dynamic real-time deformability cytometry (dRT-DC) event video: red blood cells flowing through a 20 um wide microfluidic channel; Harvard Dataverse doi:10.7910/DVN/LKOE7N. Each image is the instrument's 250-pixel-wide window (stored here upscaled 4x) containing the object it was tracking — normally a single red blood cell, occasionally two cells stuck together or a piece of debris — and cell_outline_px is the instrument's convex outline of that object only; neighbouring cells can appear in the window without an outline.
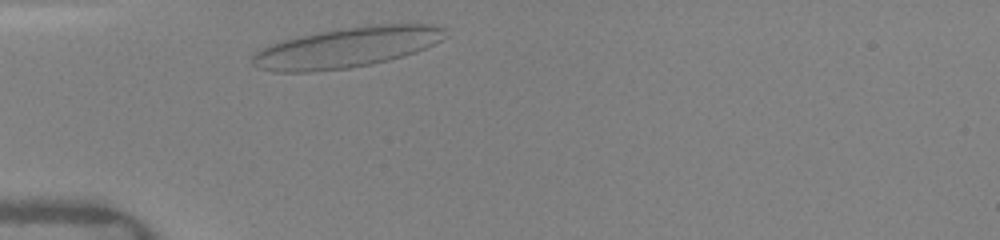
{"species": "human", "species_latin": "Homo sapiens", "temperature_condition": "warm", "stored_images_in_passage": 19, "camera_frame_rate_fps": 3000, "um_per_image_px": 0.085, "donor": {"sex": "female"}, "frame": {"image": 1, "passage_image": 2, "time_ms": 0.333, "image_size_px": [1000, 240], "cell_outline_px": [[448, 36], [416, 52], [404, 56], [372, 64], [348, 68], [308, 72], [276, 72], [256, 68], [252, 64], [252, 56], [256, 52], [268, 44], [316, 32], [344, 28], [380, 24], [432, 24], [444, 28]], "centroid_in_image_um": [29.46, 4.04], "position_along_channel_um": 55.5, "area_um2": 45.14}}
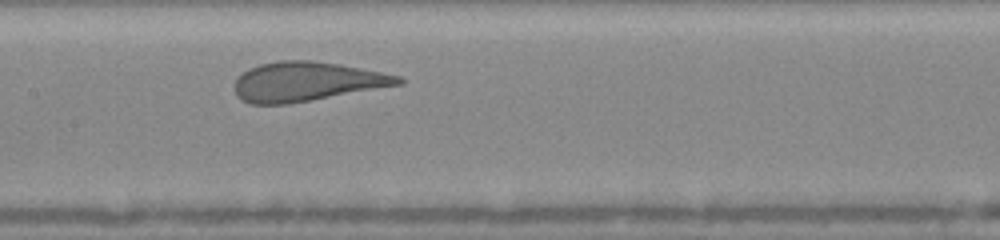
{"frame": {"image": 2, "passage_image": 9, "time_ms": 3.667, "image_size_px": [1000, 240], "cell_outline_px": [[404, 84], [288, 104], [252, 104], [240, 100], [236, 96], [236, 80], [248, 68], [260, 64], [276, 60], [316, 60], [340, 64], [400, 76], [404, 80]], "centroid_in_image_um": [26.07, 6.93], "position_along_channel_um": 181.3, "area_um2": 37.51}}
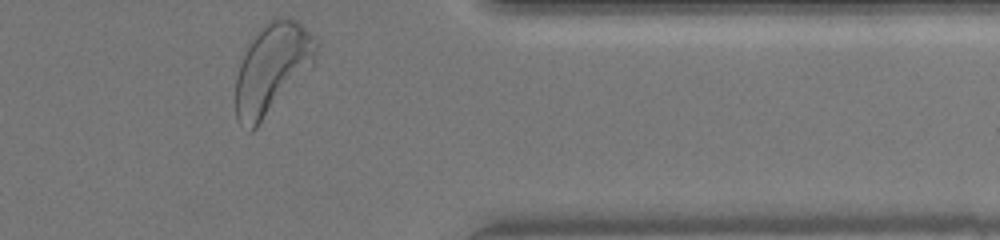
{"frame": {"image": 3, "passage_image": 19, "time_ms": 9.0, "image_size_px": [1000, 240], "cell_outline_px": [[320, 44], [316, 64], [256, 128], [252, 132], [248, 132], [236, 120], [236, 76], [240, 64], [248, 44], [260, 28], [272, 16], [288, 16], [296, 20], [320, 40]], "centroid_in_image_um": [23.19, 5.79], "position_along_channel_um": 388.2, "area_um2": 43.41}}